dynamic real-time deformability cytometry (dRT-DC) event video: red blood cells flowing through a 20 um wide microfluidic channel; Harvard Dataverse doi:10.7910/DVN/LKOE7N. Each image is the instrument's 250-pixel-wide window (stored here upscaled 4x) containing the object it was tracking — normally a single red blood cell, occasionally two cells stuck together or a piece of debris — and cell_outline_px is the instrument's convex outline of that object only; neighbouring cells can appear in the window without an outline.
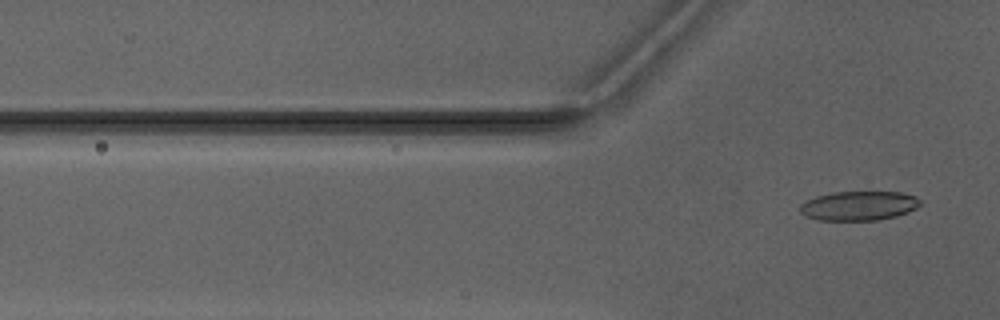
{"species": "Egyptian fruit bat (a non-hibernating species)", "species_latin": "Rousettus aegyptiacus", "temperature_condition": "warm", "stored_images_in_passage": 4, "camera_frame_rate_fps": 3000, "um_per_image_px": 0.085, "animal": {"sex": "male"}, "frame": {"image": 1, "passage_image": 4, "time_ms": 3.667, "image_size_px": [1000, 320], "cell_outline_px": [[920, 204], [916, 208], [908, 212], [896, 216], [880, 220], [820, 220], [808, 216], [800, 212], [800, 204], [816, 196], [832, 192], [900, 192], [916, 196], [920, 200]], "centroid_in_image_um": [73.02, 17.49], "position_along_channel_um": 52.8, "area_um2": 20.46}}